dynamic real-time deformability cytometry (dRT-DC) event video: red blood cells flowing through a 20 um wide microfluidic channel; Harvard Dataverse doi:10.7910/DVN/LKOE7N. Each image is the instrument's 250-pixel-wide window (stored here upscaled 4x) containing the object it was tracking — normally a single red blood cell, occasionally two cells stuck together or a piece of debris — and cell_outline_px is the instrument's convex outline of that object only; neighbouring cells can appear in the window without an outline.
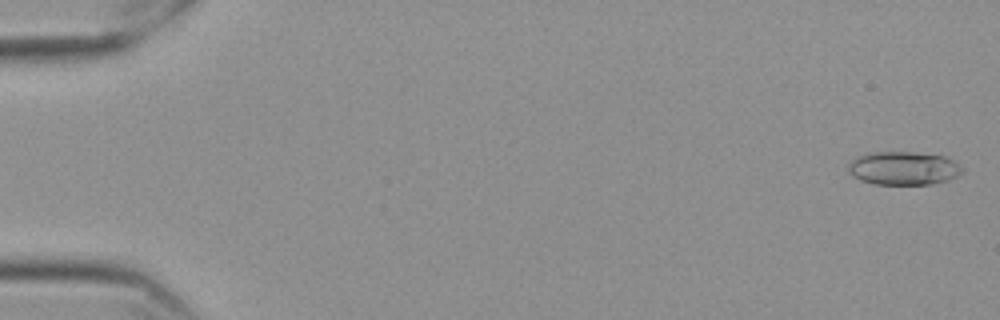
{"species": "Egyptian fruit bat (a non-hibernating species)", "species_latin": "Rousettus aegyptiacus", "temperature_condition": "cold", "stored_images_in_passage": 58, "camera_frame_rate_fps": 3000, "um_per_image_px": 0.085, "frame": {"image": 1, "passage_image": 2, "time_ms": 0.333, "image_size_px": [1000, 320], "cell_outline_px": [[964, 172], [948, 180], [928, 184], [872, 184], [860, 180], [852, 176], [848, 172], [848, 164], [856, 156], [868, 152], [916, 152], [944, 156], [952, 160], [964, 168]], "centroid_in_image_um": [76.76, 14.29], "position_along_channel_um": 8.2, "area_um2": 22.37}}
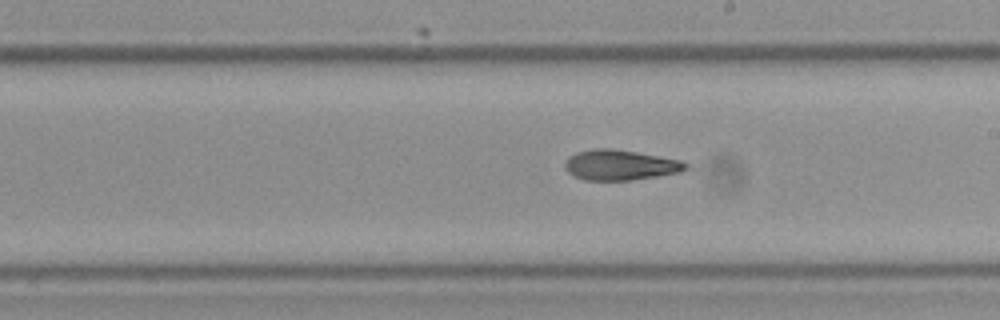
{"frame": {"image": 2, "passage_image": 34, "time_ms": 11.0, "image_size_px": [1000, 320], "cell_outline_px": [[688, 168], [680, 172], [632, 180], [584, 180], [568, 172], [564, 168], [564, 164], [568, 156], [576, 152], [592, 148], [612, 148], [636, 152], [680, 160], [688, 164]], "centroid_in_image_um": [52.68, 14.02], "position_along_channel_um": 236.3, "area_um2": 21.33}}
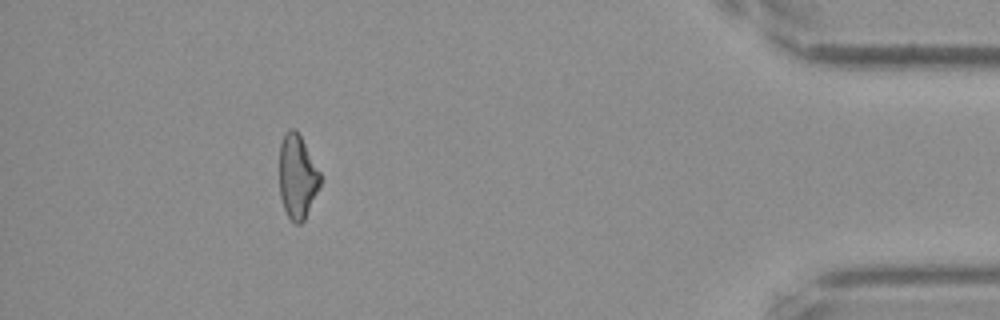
{"frame": {"image": 3, "passage_image": 53, "time_ms": 17.333, "image_size_px": [1000, 320], "cell_outline_px": [[320, 184], [304, 220], [300, 224], [296, 224], [288, 216], [284, 208], [280, 196], [280, 144], [284, 132], [288, 128], [296, 128], [320, 172]], "centroid_in_image_um": [25.25, 14.97], "position_along_channel_um": 409.9, "area_um2": 19.77}, "authors_computed_cell_mechanics": {"area_um2": 21.5594, "velocity_mm_per_s": 3.5586, "shape_relaxation_time_tau1_ms": null, "shape_relaxation_time_tau2_ms": 5.0276, "deformation_change_tau1": null, "deformation_change_tau2": 0.1351}}